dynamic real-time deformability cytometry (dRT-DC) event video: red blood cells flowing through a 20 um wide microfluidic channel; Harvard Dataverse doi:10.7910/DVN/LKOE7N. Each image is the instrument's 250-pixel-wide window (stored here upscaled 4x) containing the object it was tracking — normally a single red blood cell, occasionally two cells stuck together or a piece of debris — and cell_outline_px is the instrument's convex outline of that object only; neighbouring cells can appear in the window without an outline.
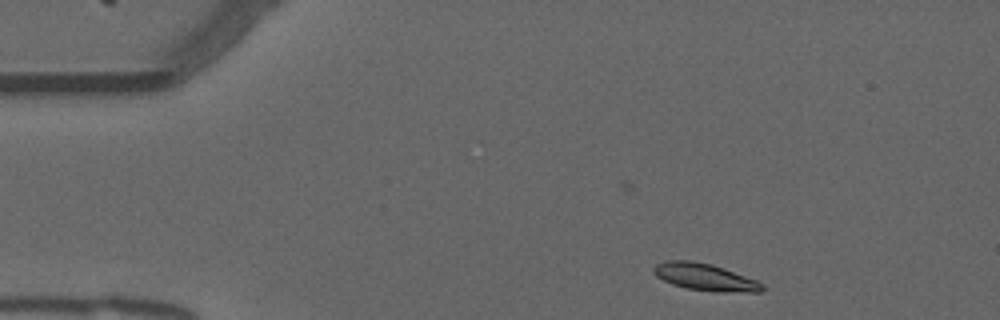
{"species": "common noctule bat (a hibernating species)", "species_latin": "Nyctalus noctula", "temperature_condition": "warm", "stored_images_in_passage": 48, "camera_frame_rate_fps": 3000, "um_per_image_px": 0.085, "animal": {"sex": "male", "forearm_length_mm": 52.5}, "frame": {"image": 1, "passage_image": 2, "time_ms": 0.333, "image_size_px": [1000, 320], "cell_outline_px": [[764, 288], [760, 292], [724, 292], [688, 288], [672, 284], [656, 276], [652, 272], [652, 268], [656, 264], [668, 260], [688, 260], [712, 264], [724, 268], [756, 280], [764, 284]], "centroid_in_image_um": [59.92, 23.54], "position_along_channel_um": 25.1, "area_um2": 16.99}}
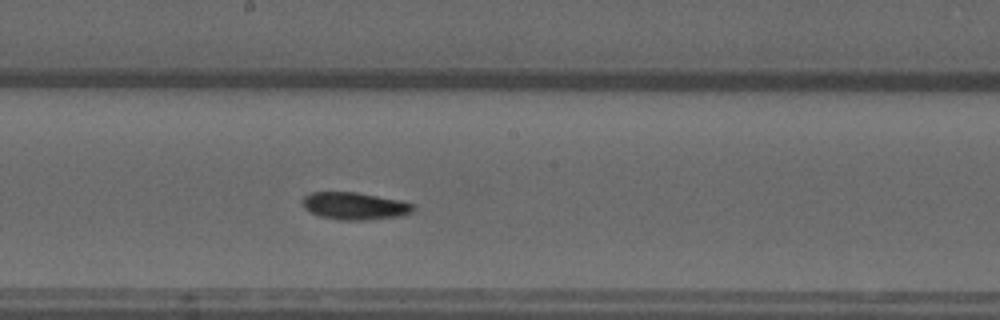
{"frame": {"image": 2, "passage_image": 23, "time_ms": 7.333, "image_size_px": [1000, 320], "cell_outline_px": [[412, 212], [400, 216], [368, 220], [340, 220], [320, 216], [304, 208], [304, 196], [312, 192], [356, 192], [400, 200], [412, 204]], "centroid_in_image_um": [30.15, 17.51], "position_along_channel_um": 218.1, "area_um2": 17.4}}
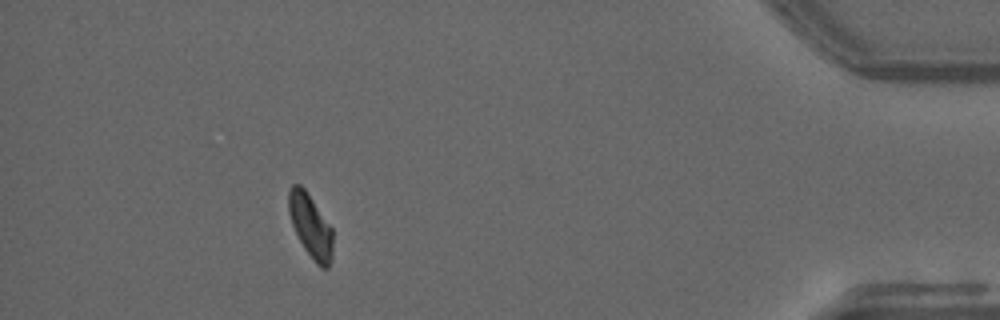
{"frame": {"image": 3, "passage_image": 43, "time_ms": 14.0, "image_size_px": [1000, 320], "cell_outline_px": [[332, 256], [328, 268], [320, 268], [316, 264], [304, 248], [292, 224], [288, 212], [288, 192], [292, 184], [300, 184], [304, 188], [332, 228]], "centroid_in_image_um": [26.39, 19.21], "position_along_channel_um": 408.8, "area_um2": 16.18}, "authors_computed_cell_mechanics": {"area_um2": 17.0799, "velocity_mm_per_s": 3.7434, "shape_relaxation_time_tau1_ms": 6.1076, "shape_relaxation_time_tau2_ms": null, "deformation_change_tau1": 0.1653, "deformation_change_tau2": null}}